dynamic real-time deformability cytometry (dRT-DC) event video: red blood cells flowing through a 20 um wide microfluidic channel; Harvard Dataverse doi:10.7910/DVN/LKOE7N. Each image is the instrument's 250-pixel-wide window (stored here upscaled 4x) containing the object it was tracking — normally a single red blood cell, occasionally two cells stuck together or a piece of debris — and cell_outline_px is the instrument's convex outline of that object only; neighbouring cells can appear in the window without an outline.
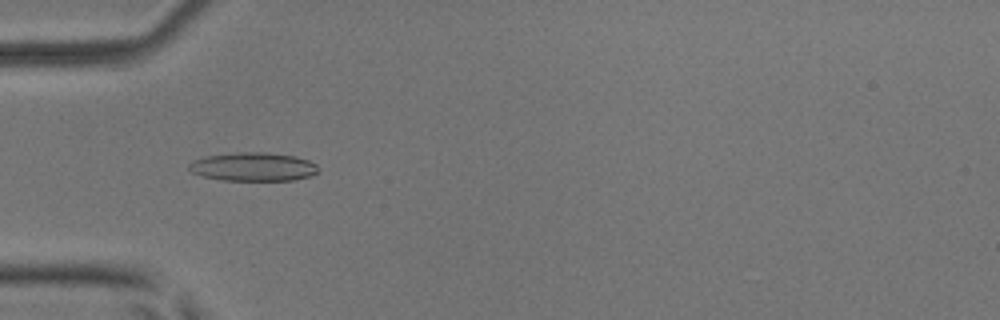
{"species": "common noctule bat (a hibernating species)", "species_latin": "Nyctalus noctula", "temperature_condition": "room temperature", "stored_images_in_passage": 44, "camera_frame_rate_fps": 3000, "um_per_image_px": 0.085, "animal": {"sex": "male", "body_mass_g": 17.9, "forearm_length_mm": 54.2}, "frame": {"image": 1, "passage_image": 10, "time_ms": 3.0, "image_size_px": [1000, 320], "cell_outline_px": [[320, 172], [312, 176], [292, 180], [224, 180], [204, 176], [192, 172], [188, 168], [188, 164], [192, 160], [208, 156], [236, 152], [268, 152], [296, 156], [308, 160], [316, 164]], "centroid_in_image_um": [21.56, 14.17], "position_along_channel_um": 63.4, "area_um2": 21.62}}
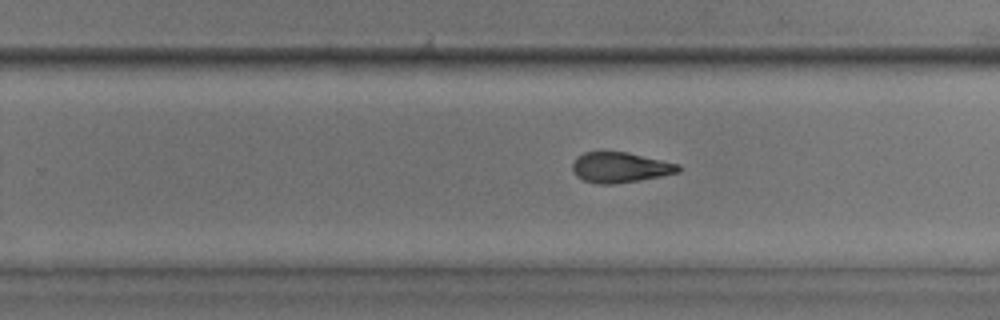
{"frame": {"image": 2, "passage_image": 26, "time_ms": 8.333, "image_size_px": [1000, 320], "cell_outline_px": [[680, 172], [660, 176], [612, 184], [596, 184], [584, 180], [576, 176], [572, 168], [572, 164], [576, 156], [584, 152], [628, 152], [680, 164]], "centroid_in_image_um": [52.69, 14.22], "position_along_channel_um": 277.1, "area_um2": 18.67}}
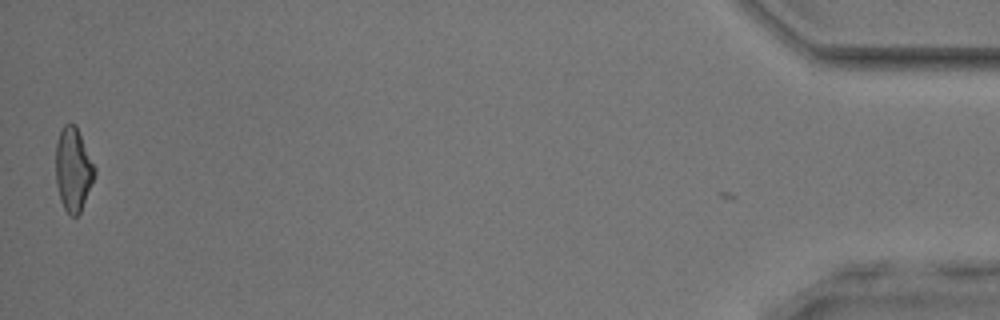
{"frame": {"image": 3, "passage_image": 44, "time_ms": 14.333, "image_size_px": [1000, 320], "cell_outline_px": [[96, 172], [80, 212], [76, 216], [72, 216], [64, 208], [60, 200], [56, 184], [56, 144], [60, 132], [64, 124], [76, 124], [96, 168]], "centroid_in_image_um": [6.22, 14.38], "position_along_channel_um": 429.0, "area_um2": 18.79}, "authors_computed_cell_mechanics": {"area_um2": 19.363, "velocity_mm_per_s": 4.0569, "shape_relaxation_time_tau1_ms": 6.428, "shape_relaxation_time_tau2_ms": 2.143, "deformation_change_tau1": 0.2018, "deformation_change_tau2": 0.1078}}